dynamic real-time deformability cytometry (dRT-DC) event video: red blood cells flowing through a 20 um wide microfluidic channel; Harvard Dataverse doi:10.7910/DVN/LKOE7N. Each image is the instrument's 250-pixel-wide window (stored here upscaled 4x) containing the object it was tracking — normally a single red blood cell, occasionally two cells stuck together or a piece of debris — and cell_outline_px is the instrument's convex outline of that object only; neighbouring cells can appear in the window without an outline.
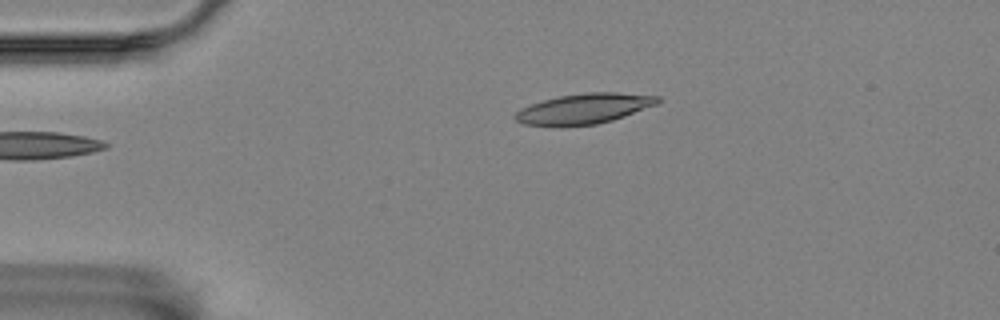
{"species": "Egyptian fruit bat (a non-hibernating species)", "species_latin": "Rousettus aegyptiacus", "temperature_condition": "room temperature", "stored_images_in_passage": 46, "camera_frame_rate_fps": 3000, "um_per_image_px": 0.085, "animal": {"sex": "female"}, "frame": {"image": 1, "passage_image": 1, "time_ms": 0.0, "image_size_px": [1000, 320], "cell_outline_px": [[660, 100], [656, 104], [624, 116], [612, 120], [596, 124], [564, 128], [524, 124], [516, 120], [512, 116], [520, 108], [544, 100], [560, 96], [584, 92], [616, 92], [660, 96]], "centroid_in_image_um": [49.59, 9.26], "position_along_channel_um": 35.4, "area_um2": 25.43}}
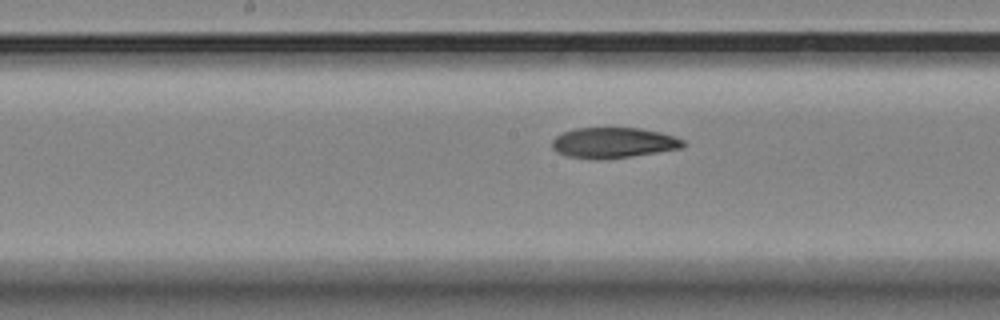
{"frame": {"image": 2, "passage_image": 18, "time_ms": 5.667, "image_size_px": [1000, 320], "cell_outline_px": [[684, 148], [632, 156], [568, 156], [556, 152], [552, 148], [552, 140], [556, 136], [564, 132], [576, 128], [640, 128], [660, 132], [676, 136], [684, 140]], "centroid_in_image_um": [52.21, 12.08], "position_along_channel_um": 196.0, "area_um2": 22.48}}
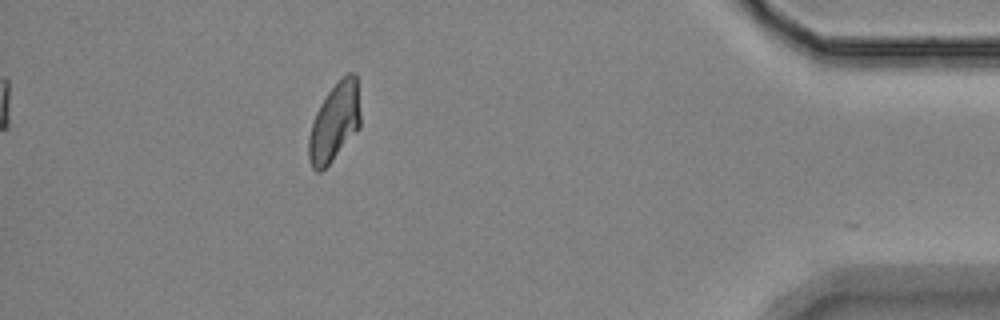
{"frame": {"image": 3, "passage_image": 40, "time_ms": 13.0, "image_size_px": [1000, 320], "cell_outline_px": [[360, 128], [332, 160], [320, 172], [316, 172], [312, 168], [308, 156], [308, 136], [312, 120], [320, 104], [328, 92], [340, 76], [348, 72], [356, 72], [360, 112]], "centroid_in_image_um": [28.43, 10.36], "position_along_channel_um": 406.8, "area_um2": 23.87}, "authors_computed_cell_mechanics": {"area_um2": 23.8136, "velocity_mm_per_s": 3.5097, "shape_relaxation_time_tau1_ms": null, "shape_relaxation_time_tau2_ms": 6.4645, "deformation_change_tau1": null, "deformation_change_tau2": 0.1286}}